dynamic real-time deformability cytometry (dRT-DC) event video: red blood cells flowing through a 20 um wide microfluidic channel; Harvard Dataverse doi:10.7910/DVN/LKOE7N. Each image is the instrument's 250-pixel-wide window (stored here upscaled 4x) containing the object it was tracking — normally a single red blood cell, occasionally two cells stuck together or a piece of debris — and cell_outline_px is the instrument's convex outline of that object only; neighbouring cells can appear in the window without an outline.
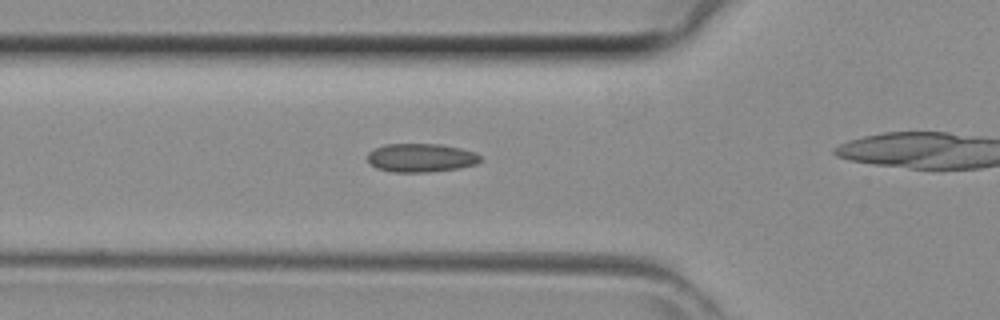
{"species": "common noctule bat (a hibernating species)", "species_latin": "Nyctalus noctula", "temperature_condition": "room temperature", "stored_images_in_passage": 14, "camera_frame_rate_fps": 3000, "um_per_image_px": 0.085, "animal": {"sex": "female", "body_mass_g": 29.2, "forearm_length_mm": 56.3}, "frame": {"image": 1, "passage_image": 5, "time_ms": 1.333, "image_size_px": [1000, 320], "cell_outline_px": [[480, 160], [476, 164], [456, 168], [428, 172], [392, 172], [376, 168], [368, 160], [368, 152], [384, 144], [440, 144], [460, 148], [476, 152], [480, 156]], "centroid_in_image_um": [35.77, 13.4], "position_along_channel_um": 90.0, "area_um2": 18.67}}
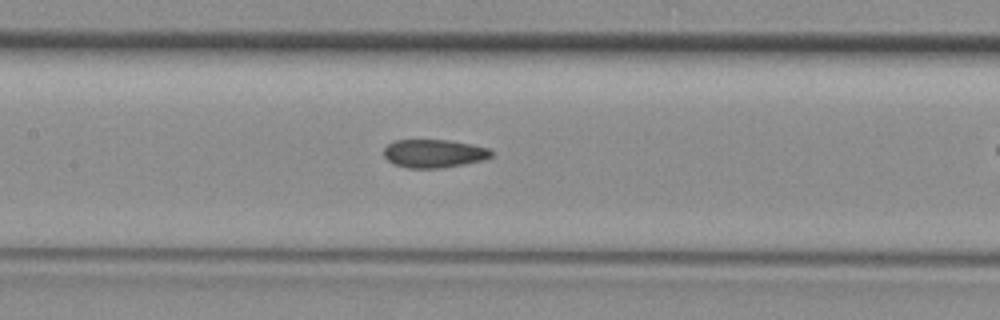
{"frame": {"image": 2, "passage_image": 10, "time_ms": 3.0, "image_size_px": [1000, 320], "cell_outline_px": [[492, 156], [480, 160], [464, 164], [440, 168], [408, 168], [396, 164], [388, 160], [384, 156], [384, 148], [388, 144], [396, 140], [448, 140], [472, 144], [488, 148], [492, 152]], "centroid_in_image_um": [36.87, 13.04], "position_along_channel_um": 170.5, "area_um2": 17.51}}
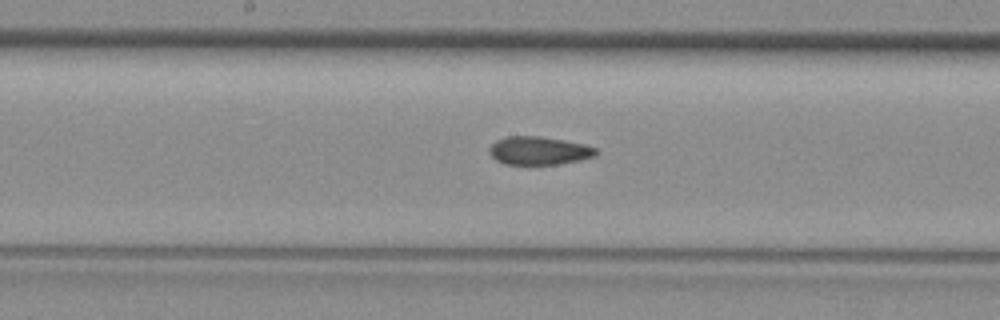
{"frame": {"image": 3, "passage_image": 12, "time_ms": 3.667, "image_size_px": [1000, 320], "cell_outline_px": [[596, 156], [580, 160], [560, 164], [504, 164], [496, 160], [488, 152], [488, 148], [496, 140], [508, 136], [540, 136], [564, 140], [584, 144], [596, 148]], "centroid_in_image_um": [45.79, 12.8], "position_along_channel_um": 202.4, "area_um2": 17.57}}